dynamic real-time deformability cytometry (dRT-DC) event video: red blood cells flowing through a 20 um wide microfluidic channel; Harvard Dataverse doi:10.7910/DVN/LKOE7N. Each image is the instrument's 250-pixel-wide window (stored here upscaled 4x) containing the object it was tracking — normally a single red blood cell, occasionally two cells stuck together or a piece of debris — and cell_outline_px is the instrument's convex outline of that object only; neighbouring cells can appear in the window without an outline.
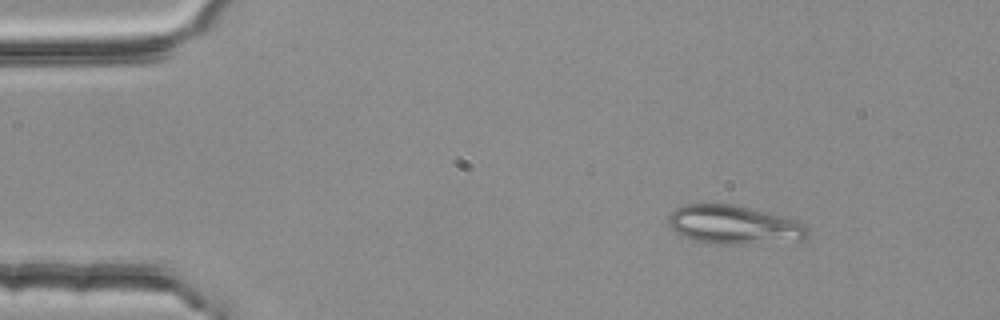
{"species": "common noctule bat (a hibernating species)", "species_latin": "Nyctalus noctula", "temperature_condition": "room temperature", "stored_images_in_passage": 47, "camera_frame_rate_fps": 3000, "um_per_image_px": 0.085, "animal": {"sex": "female", "body_mass_g": 25.1}, "frame": {"image": 1, "passage_image": 1, "time_ms": 0.0, "image_size_px": [1000, 320], "cell_outline_px": [[808, 232], [804, 240], [740, 244], [712, 244], [696, 240], [684, 236], [676, 232], [668, 224], [668, 216], [676, 208], [684, 204], [732, 204], [784, 216], [796, 220], [804, 224], [808, 228]], "centroid_in_image_um": [62.39, 19.11], "position_along_channel_um": 22.6, "area_um2": 31.33}}
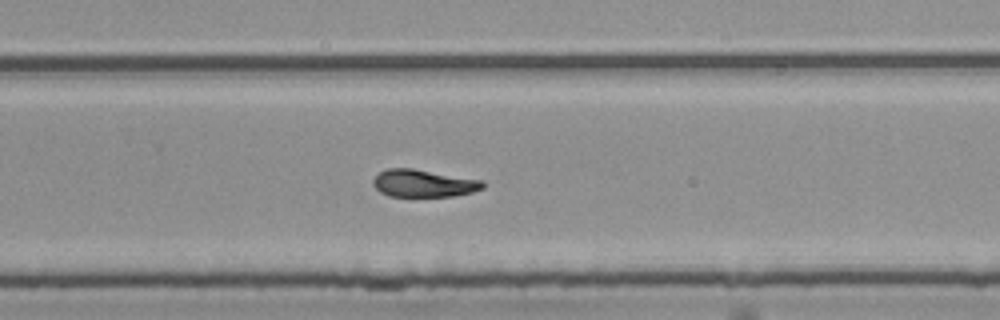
{"frame": {"image": 2, "passage_image": 29, "time_ms": 9.333, "image_size_px": [1000, 320], "cell_outline_px": [[484, 188], [472, 192], [452, 196], [388, 196], [380, 192], [372, 184], [372, 180], [380, 172], [388, 168], [412, 168], [484, 180]], "centroid_in_image_um": [36.0, 15.58], "position_along_channel_um": 293.8, "area_um2": 17.57}}
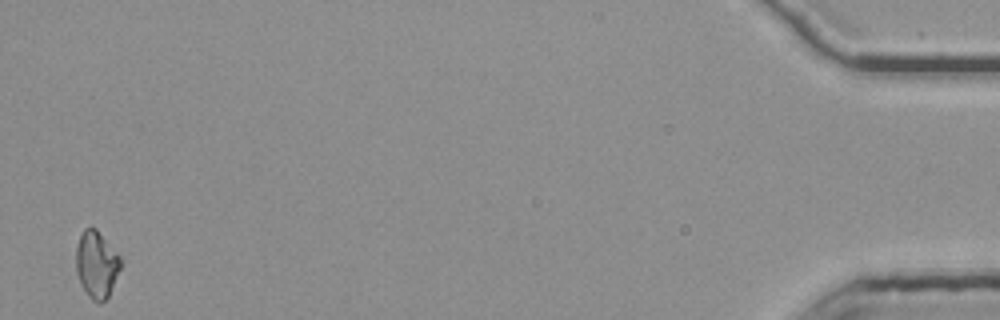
{"frame": {"image": 3, "passage_image": 47, "time_ms": 15.333, "image_size_px": [1000, 320], "cell_outline_px": [[124, 260], [108, 296], [100, 304], [96, 304], [88, 296], [76, 272], [76, 248], [80, 236], [84, 228], [96, 228]], "centroid_in_image_um": [8.23, 22.48], "position_along_channel_um": 427.0, "area_um2": 17.4}, "authors_computed_cell_mechanics": {"area_um2": 17.9758, "velocity_mm_per_s": 3.776, "shape_relaxation_time_tau1_ms": 10.303, "shape_relaxation_time_tau2_ms": 3.2166, "deformation_change_tau1": 0.2355, "deformation_change_tau2": 0.0951}}